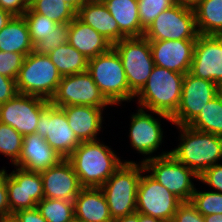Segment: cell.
Returning a JSON list of instances; mask_svg holds the SVG:
<instances>
[{
  "mask_svg": "<svg viewBox=\"0 0 222 222\" xmlns=\"http://www.w3.org/2000/svg\"><path fill=\"white\" fill-rule=\"evenodd\" d=\"M199 183L202 185L206 184L207 187H209L208 190L222 193V162L206 169L199 176ZM211 188H213V190Z\"/></svg>",
  "mask_w": 222,
  "mask_h": 222,
  "instance_id": "38",
  "label": "cell"
},
{
  "mask_svg": "<svg viewBox=\"0 0 222 222\" xmlns=\"http://www.w3.org/2000/svg\"><path fill=\"white\" fill-rule=\"evenodd\" d=\"M175 4L194 9L200 0H173Z\"/></svg>",
  "mask_w": 222,
  "mask_h": 222,
  "instance_id": "46",
  "label": "cell"
},
{
  "mask_svg": "<svg viewBox=\"0 0 222 222\" xmlns=\"http://www.w3.org/2000/svg\"><path fill=\"white\" fill-rule=\"evenodd\" d=\"M29 8L58 24L70 23L76 17V11L63 0H29Z\"/></svg>",
  "mask_w": 222,
  "mask_h": 222,
  "instance_id": "30",
  "label": "cell"
},
{
  "mask_svg": "<svg viewBox=\"0 0 222 222\" xmlns=\"http://www.w3.org/2000/svg\"><path fill=\"white\" fill-rule=\"evenodd\" d=\"M36 133L63 159H67L81 143L69 127L64 110L51 103L41 113Z\"/></svg>",
  "mask_w": 222,
  "mask_h": 222,
  "instance_id": "15",
  "label": "cell"
},
{
  "mask_svg": "<svg viewBox=\"0 0 222 222\" xmlns=\"http://www.w3.org/2000/svg\"><path fill=\"white\" fill-rule=\"evenodd\" d=\"M218 95L222 99V83L218 84Z\"/></svg>",
  "mask_w": 222,
  "mask_h": 222,
  "instance_id": "52",
  "label": "cell"
},
{
  "mask_svg": "<svg viewBox=\"0 0 222 222\" xmlns=\"http://www.w3.org/2000/svg\"><path fill=\"white\" fill-rule=\"evenodd\" d=\"M112 222H139V213L134 212L124 217L114 219Z\"/></svg>",
  "mask_w": 222,
  "mask_h": 222,
  "instance_id": "45",
  "label": "cell"
},
{
  "mask_svg": "<svg viewBox=\"0 0 222 222\" xmlns=\"http://www.w3.org/2000/svg\"><path fill=\"white\" fill-rule=\"evenodd\" d=\"M195 189L191 202L203 216L222 214V193Z\"/></svg>",
  "mask_w": 222,
  "mask_h": 222,
  "instance_id": "34",
  "label": "cell"
},
{
  "mask_svg": "<svg viewBox=\"0 0 222 222\" xmlns=\"http://www.w3.org/2000/svg\"><path fill=\"white\" fill-rule=\"evenodd\" d=\"M13 215L18 219L19 222H47L37 207L19 210Z\"/></svg>",
  "mask_w": 222,
  "mask_h": 222,
  "instance_id": "42",
  "label": "cell"
},
{
  "mask_svg": "<svg viewBox=\"0 0 222 222\" xmlns=\"http://www.w3.org/2000/svg\"><path fill=\"white\" fill-rule=\"evenodd\" d=\"M103 3L126 38L144 35L145 30L140 24L138 14V0H103Z\"/></svg>",
  "mask_w": 222,
  "mask_h": 222,
  "instance_id": "25",
  "label": "cell"
},
{
  "mask_svg": "<svg viewBox=\"0 0 222 222\" xmlns=\"http://www.w3.org/2000/svg\"><path fill=\"white\" fill-rule=\"evenodd\" d=\"M44 198L74 201L83 188L72 164L62 159L57 165L40 172Z\"/></svg>",
  "mask_w": 222,
  "mask_h": 222,
  "instance_id": "19",
  "label": "cell"
},
{
  "mask_svg": "<svg viewBox=\"0 0 222 222\" xmlns=\"http://www.w3.org/2000/svg\"><path fill=\"white\" fill-rule=\"evenodd\" d=\"M62 159L44 138L33 133L24 136L21 155L14 165L28 171L41 172L57 165Z\"/></svg>",
  "mask_w": 222,
  "mask_h": 222,
  "instance_id": "21",
  "label": "cell"
},
{
  "mask_svg": "<svg viewBox=\"0 0 222 222\" xmlns=\"http://www.w3.org/2000/svg\"><path fill=\"white\" fill-rule=\"evenodd\" d=\"M50 100L35 95L16 94L0 105V123L14 128L23 137L36 133L41 113Z\"/></svg>",
  "mask_w": 222,
  "mask_h": 222,
  "instance_id": "13",
  "label": "cell"
},
{
  "mask_svg": "<svg viewBox=\"0 0 222 222\" xmlns=\"http://www.w3.org/2000/svg\"><path fill=\"white\" fill-rule=\"evenodd\" d=\"M102 139L81 142L67 158L82 187L100 188L124 162Z\"/></svg>",
  "mask_w": 222,
  "mask_h": 222,
  "instance_id": "1",
  "label": "cell"
},
{
  "mask_svg": "<svg viewBox=\"0 0 222 222\" xmlns=\"http://www.w3.org/2000/svg\"><path fill=\"white\" fill-rule=\"evenodd\" d=\"M76 17L100 33L112 45L126 38L120 32L117 21L112 17L103 1H86L76 12Z\"/></svg>",
  "mask_w": 222,
  "mask_h": 222,
  "instance_id": "22",
  "label": "cell"
},
{
  "mask_svg": "<svg viewBox=\"0 0 222 222\" xmlns=\"http://www.w3.org/2000/svg\"><path fill=\"white\" fill-rule=\"evenodd\" d=\"M24 58L21 53L0 51V75L16 80Z\"/></svg>",
  "mask_w": 222,
  "mask_h": 222,
  "instance_id": "37",
  "label": "cell"
},
{
  "mask_svg": "<svg viewBox=\"0 0 222 222\" xmlns=\"http://www.w3.org/2000/svg\"><path fill=\"white\" fill-rule=\"evenodd\" d=\"M18 94L16 80L0 75V105Z\"/></svg>",
  "mask_w": 222,
  "mask_h": 222,
  "instance_id": "40",
  "label": "cell"
},
{
  "mask_svg": "<svg viewBox=\"0 0 222 222\" xmlns=\"http://www.w3.org/2000/svg\"><path fill=\"white\" fill-rule=\"evenodd\" d=\"M69 41V23L58 24L53 33L39 41L33 51L40 54H48L50 51L55 50L61 44H66Z\"/></svg>",
  "mask_w": 222,
  "mask_h": 222,
  "instance_id": "36",
  "label": "cell"
},
{
  "mask_svg": "<svg viewBox=\"0 0 222 222\" xmlns=\"http://www.w3.org/2000/svg\"><path fill=\"white\" fill-rule=\"evenodd\" d=\"M175 5L173 0H138L140 24L145 30L164 10Z\"/></svg>",
  "mask_w": 222,
  "mask_h": 222,
  "instance_id": "35",
  "label": "cell"
},
{
  "mask_svg": "<svg viewBox=\"0 0 222 222\" xmlns=\"http://www.w3.org/2000/svg\"><path fill=\"white\" fill-rule=\"evenodd\" d=\"M33 49L26 20L23 16H14L0 30V51L21 53L26 57Z\"/></svg>",
  "mask_w": 222,
  "mask_h": 222,
  "instance_id": "26",
  "label": "cell"
},
{
  "mask_svg": "<svg viewBox=\"0 0 222 222\" xmlns=\"http://www.w3.org/2000/svg\"><path fill=\"white\" fill-rule=\"evenodd\" d=\"M190 73L216 84L222 83V36L198 35Z\"/></svg>",
  "mask_w": 222,
  "mask_h": 222,
  "instance_id": "17",
  "label": "cell"
},
{
  "mask_svg": "<svg viewBox=\"0 0 222 222\" xmlns=\"http://www.w3.org/2000/svg\"><path fill=\"white\" fill-rule=\"evenodd\" d=\"M47 55L62 77L87 71L88 60L69 43L61 44Z\"/></svg>",
  "mask_w": 222,
  "mask_h": 222,
  "instance_id": "28",
  "label": "cell"
},
{
  "mask_svg": "<svg viewBox=\"0 0 222 222\" xmlns=\"http://www.w3.org/2000/svg\"><path fill=\"white\" fill-rule=\"evenodd\" d=\"M61 77L47 54L32 51L24 58L16 88L18 93L50 100L57 91Z\"/></svg>",
  "mask_w": 222,
  "mask_h": 222,
  "instance_id": "7",
  "label": "cell"
},
{
  "mask_svg": "<svg viewBox=\"0 0 222 222\" xmlns=\"http://www.w3.org/2000/svg\"><path fill=\"white\" fill-rule=\"evenodd\" d=\"M172 222H205V220L191 201H183L179 204Z\"/></svg>",
  "mask_w": 222,
  "mask_h": 222,
  "instance_id": "39",
  "label": "cell"
},
{
  "mask_svg": "<svg viewBox=\"0 0 222 222\" xmlns=\"http://www.w3.org/2000/svg\"><path fill=\"white\" fill-rule=\"evenodd\" d=\"M75 220L112 222L106 197L100 188L83 187L74 200Z\"/></svg>",
  "mask_w": 222,
  "mask_h": 222,
  "instance_id": "23",
  "label": "cell"
},
{
  "mask_svg": "<svg viewBox=\"0 0 222 222\" xmlns=\"http://www.w3.org/2000/svg\"><path fill=\"white\" fill-rule=\"evenodd\" d=\"M217 95L218 84L187 72L184 75L181 101L176 113L171 117V123L174 126L189 125Z\"/></svg>",
  "mask_w": 222,
  "mask_h": 222,
  "instance_id": "14",
  "label": "cell"
},
{
  "mask_svg": "<svg viewBox=\"0 0 222 222\" xmlns=\"http://www.w3.org/2000/svg\"><path fill=\"white\" fill-rule=\"evenodd\" d=\"M139 222H164V221L154 218L152 216H147L139 213Z\"/></svg>",
  "mask_w": 222,
  "mask_h": 222,
  "instance_id": "49",
  "label": "cell"
},
{
  "mask_svg": "<svg viewBox=\"0 0 222 222\" xmlns=\"http://www.w3.org/2000/svg\"><path fill=\"white\" fill-rule=\"evenodd\" d=\"M37 208L47 222H74V201L43 198Z\"/></svg>",
  "mask_w": 222,
  "mask_h": 222,
  "instance_id": "31",
  "label": "cell"
},
{
  "mask_svg": "<svg viewBox=\"0 0 222 222\" xmlns=\"http://www.w3.org/2000/svg\"><path fill=\"white\" fill-rule=\"evenodd\" d=\"M178 145L170 154L200 176L209 167L222 162V137L202 132L188 125L175 126Z\"/></svg>",
  "mask_w": 222,
  "mask_h": 222,
  "instance_id": "2",
  "label": "cell"
},
{
  "mask_svg": "<svg viewBox=\"0 0 222 222\" xmlns=\"http://www.w3.org/2000/svg\"><path fill=\"white\" fill-rule=\"evenodd\" d=\"M145 171L182 202L191 201L196 189L194 181L199 176L183 163L178 162L171 154L153 157L142 162Z\"/></svg>",
  "mask_w": 222,
  "mask_h": 222,
  "instance_id": "9",
  "label": "cell"
},
{
  "mask_svg": "<svg viewBox=\"0 0 222 222\" xmlns=\"http://www.w3.org/2000/svg\"><path fill=\"white\" fill-rule=\"evenodd\" d=\"M5 167L0 169V183L5 179L6 174L8 173Z\"/></svg>",
  "mask_w": 222,
  "mask_h": 222,
  "instance_id": "51",
  "label": "cell"
},
{
  "mask_svg": "<svg viewBox=\"0 0 222 222\" xmlns=\"http://www.w3.org/2000/svg\"><path fill=\"white\" fill-rule=\"evenodd\" d=\"M181 202L145 170L142 172L136 196V212L164 222H172Z\"/></svg>",
  "mask_w": 222,
  "mask_h": 222,
  "instance_id": "12",
  "label": "cell"
},
{
  "mask_svg": "<svg viewBox=\"0 0 222 222\" xmlns=\"http://www.w3.org/2000/svg\"><path fill=\"white\" fill-rule=\"evenodd\" d=\"M23 136L9 125L0 123V154L14 165L21 155Z\"/></svg>",
  "mask_w": 222,
  "mask_h": 222,
  "instance_id": "32",
  "label": "cell"
},
{
  "mask_svg": "<svg viewBox=\"0 0 222 222\" xmlns=\"http://www.w3.org/2000/svg\"><path fill=\"white\" fill-rule=\"evenodd\" d=\"M194 12L199 35L222 36V0H200Z\"/></svg>",
  "mask_w": 222,
  "mask_h": 222,
  "instance_id": "27",
  "label": "cell"
},
{
  "mask_svg": "<svg viewBox=\"0 0 222 222\" xmlns=\"http://www.w3.org/2000/svg\"><path fill=\"white\" fill-rule=\"evenodd\" d=\"M184 75L154 65L151 75L134 101H137L138 107L172 117L181 101Z\"/></svg>",
  "mask_w": 222,
  "mask_h": 222,
  "instance_id": "3",
  "label": "cell"
},
{
  "mask_svg": "<svg viewBox=\"0 0 222 222\" xmlns=\"http://www.w3.org/2000/svg\"><path fill=\"white\" fill-rule=\"evenodd\" d=\"M61 108L64 110L69 127L81 142L100 139L99 134L101 131L103 133V128H105L103 127L105 123L103 114L107 110L106 108L87 105L64 106Z\"/></svg>",
  "mask_w": 222,
  "mask_h": 222,
  "instance_id": "20",
  "label": "cell"
},
{
  "mask_svg": "<svg viewBox=\"0 0 222 222\" xmlns=\"http://www.w3.org/2000/svg\"><path fill=\"white\" fill-rule=\"evenodd\" d=\"M198 35L194 9L175 4L161 12L143 36L147 40H196Z\"/></svg>",
  "mask_w": 222,
  "mask_h": 222,
  "instance_id": "10",
  "label": "cell"
},
{
  "mask_svg": "<svg viewBox=\"0 0 222 222\" xmlns=\"http://www.w3.org/2000/svg\"><path fill=\"white\" fill-rule=\"evenodd\" d=\"M193 129L222 137V99L214 97L188 125Z\"/></svg>",
  "mask_w": 222,
  "mask_h": 222,
  "instance_id": "29",
  "label": "cell"
},
{
  "mask_svg": "<svg viewBox=\"0 0 222 222\" xmlns=\"http://www.w3.org/2000/svg\"><path fill=\"white\" fill-rule=\"evenodd\" d=\"M10 215V206L8 203V190L5 179L0 183V218Z\"/></svg>",
  "mask_w": 222,
  "mask_h": 222,
  "instance_id": "43",
  "label": "cell"
},
{
  "mask_svg": "<svg viewBox=\"0 0 222 222\" xmlns=\"http://www.w3.org/2000/svg\"><path fill=\"white\" fill-rule=\"evenodd\" d=\"M14 16L0 7V30L8 24Z\"/></svg>",
  "mask_w": 222,
  "mask_h": 222,
  "instance_id": "44",
  "label": "cell"
},
{
  "mask_svg": "<svg viewBox=\"0 0 222 222\" xmlns=\"http://www.w3.org/2000/svg\"><path fill=\"white\" fill-rule=\"evenodd\" d=\"M71 6L76 12L80 9V7L88 0H63Z\"/></svg>",
  "mask_w": 222,
  "mask_h": 222,
  "instance_id": "47",
  "label": "cell"
},
{
  "mask_svg": "<svg viewBox=\"0 0 222 222\" xmlns=\"http://www.w3.org/2000/svg\"><path fill=\"white\" fill-rule=\"evenodd\" d=\"M135 111L136 112H133L129 116L130 127L128 130V139L130 141L129 145L132 146L131 149L144 156L139 162H144L153 157L169 155L170 151L168 150L162 149L161 154L157 151L161 148L162 144H164L163 142L166 137L163 135L165 133L162 128L164 126L161 124V119H163V121L167 120L166 122H172L171 117L138 106ZM154 114L157 117H155ZM155 153H157V155Z\"/></svg>",
  "mask_w": 222,
  "mask_h": 222,
  "instance_id": "6",
  "label": "cell"
},
{
  "mask_svg": "<svg viewBox=\"0 0 222 222\" xmlns=\"http://www.w3.org/2000/svg\"><path fill=\"white\" fill-rule=\"evenodd\" d=\"M13 166L14 170L6 174L10 215L19 210L35 208L44 198L40 172Z\"/></svg>",
  "mask_w": 222,
  "mask_h": 222,
  "instance_id": "16",
  "label": "cell"
},
{
  "mask_svg": "<svg viewBox=\"0 0 222 222\" xmlns=\"http://www.w3.org/2000/svg\"><path fill=\"white\" fill-rule=\"evenodd\" d=\"M205 222H222V214H211L204 216Z\"/></svg>",
  "mask_w": 222,
  "mask_h": 222,
  "instance_id": "48",
  "label": "cell"
},
{
  "mask_svg": "<svg viewBox=\"0 0 222 222\" xmlns=\"http://www.w3.org/2000/svg\"><path fill=\"white\" fill-rule=\"evenodd\" d=\"M118 52L130 91L136 96L154 67L150 42L144 36L123 38L113 45Z\"/></svg>",
  "mask_w": 222,
  "mask_h": 222,
  "instance_id": "8",
  "label": "cell"
},
{
  "mask_svg": "<svg viewBox=\"0 0 222 222\" xmlns=\"http://www.w3.org/2000/svg\"><path fill=\"white\" fill-rule=\"evenodd\" d=\"M68 43L87 60L107 52L113 46L105 37L77 17L69 23Z\"/></svg>",
  "mask_w": 222,
  "mask_h": 222,
  "instance_id": "24",
  "label": "cell"
},
{
  "mask_svg": "<svg viewBox=\"0 0 222 222\" xmlns=\"http://www.w3.org/2000/svg\"><path fill=\"white\" fill-rule=\"evenodd\" d=\"M0 7L13 16H22L29 9V0H0Z\"/></svg>",
  "mask_w": 222,
  "mask_h": 222,
  "instance_id": "41",
  "label": "cell"
},
{
  "mask_svg": "<svg viewBox=\"0 0 222 222\" xmlns=\"http://www.w3.org/2000/svg\"><path fill=\"white\" fill-rule=\"evenodd\" d=\"M22 16L26 20L30 38L34 46L39 41L45 39V37L50 36L58 25L57 22L33 12L30 8Z\"/></svg>",
  "mask_w": 222,
  "mask_h": 222,
  "instance_id": "33",
  "label": "cell"
},
{
  "mask_svg": "<svg viewBox=\"0 0 222 222\" xmlns=\"http://www.w3.org/2000/svg\"><path fill=\"white\" fill-rule=\"evenodd\" d=\"M87 72L113 106L134 101L135 95L129 89L121 58L113 46L107 52L89 59Z\"/></svg>",
  "mask_w": 222,
  "mask_h": 222,
  "instance_id": "4",
  "label": "cell"
},
{
  "mask_svg": "<svg viewBox=\"0 0 222 222\" xmlns=\"http://www.w3.org/2000/svg\"><path fill=\"white\" fill-rule=\"evenodd\" d=\"M144 170L142 162H124L100 187L113 220L136 212L137 190Z\"/></svg>",
  "mask_w": 222,
  "mask_h": 222,
  "instance_id": "5",
  "label": "cell"
},
{
  "mask_svg": "<svg viewBox=\"0 0 222 222\" xmlns=\"http://www.w3.org/2000/svg\"><path fill=\"white\" fill-rule=\"evenodd\" d=\"M0 222H19L18 219L12 214L4 218H0Z\"/></svg>",
  "mask_w": 222,
  "mask_h": 222,
  "instance_id": "50",
  "label": "cell"
},
{
  "mask_svg": "<svg viewBox=\"0 0 222 222\" xmlns=\"http://www.w3.org/2000/svg\"><path fill=\"white\" fill-rule=\"evenodd\" d=\"M154 65L178 73L190 72L196 40H149Z\"/></svg>",
  "mask_w": 222,
  "mask_h": 222,
  "instance_id": "18",
  "label": "cell"
},
{
  "mask_svg": "<svg viewBox=\"0 0 222 222\" xmlns=\"http://www.w3.org/2000/svg\"><path fill=\"white\" fill-rule=\"evenodd\" d=\"M50 103L56 107L87 105L106 108L113 106L101 93L87 71L61 77Z\"/></svg>",
  "mask_w": 222,
  "mask_h": 222,
  "instance_id": "11",
  "label": "cell"
}]
</instances>
